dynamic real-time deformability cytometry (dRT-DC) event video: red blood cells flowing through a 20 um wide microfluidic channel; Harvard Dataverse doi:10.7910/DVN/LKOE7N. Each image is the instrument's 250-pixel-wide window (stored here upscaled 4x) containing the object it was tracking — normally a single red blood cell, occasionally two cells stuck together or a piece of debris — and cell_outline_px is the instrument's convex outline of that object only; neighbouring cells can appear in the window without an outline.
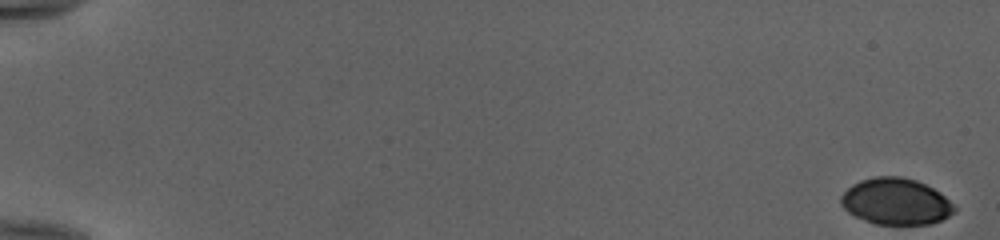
{"species": "human", "species_latin": "Homo sapiens", "temperature_condition": "cold", "stored_images_in_passage": 53, "camera_frame_rate_fps": 3000, "um_per_image_px": 0.085, "donor": {"sex": "female"}, "frame": {"image": 1, "passage_image": 1, "time_ms": 0.0, "image_size_px": [1000, 240], "cell_outline_px": [[956, 212], [940, 220], [928, 224], [876, 224], [864, 220], [848, 212], [840, 204], [840, 196], [852, 184], [860, 180], [876, 176], [900, 176], [916, 180], [940, 192], [956, 204]], "centroid_in_image_um": [76.16, 17.12], "position_along_channel_um": 8.8, "area_um2": 30.81}}
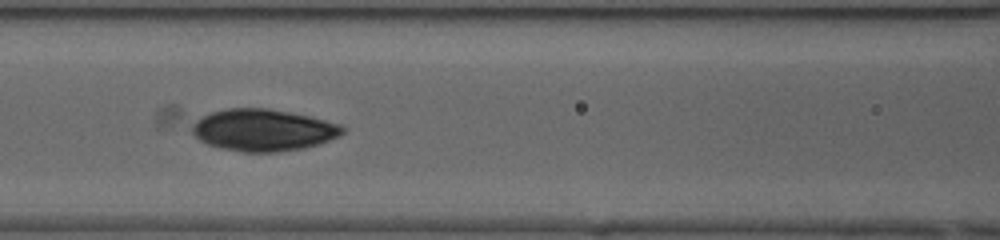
{"frame": {"image": 2, "passage_image": 26, "time_ms": 8.333, "image_size_px": [1000, 240], "cell_outline_px": [[348, 128], [340, 136], [320, 144], [304, 148], [276, 152], [244, 152], [220, 148], [208, 144], [200, 140], [192, 132], [192, 124], [196, 120], [212, 112], [228, 108], [268, 108], [308, 116], [344, 124]], "centroid_in_image_um": [22.43, 11.06], "position_along_channel_um": 144.2, "area_um2": 36.88}}
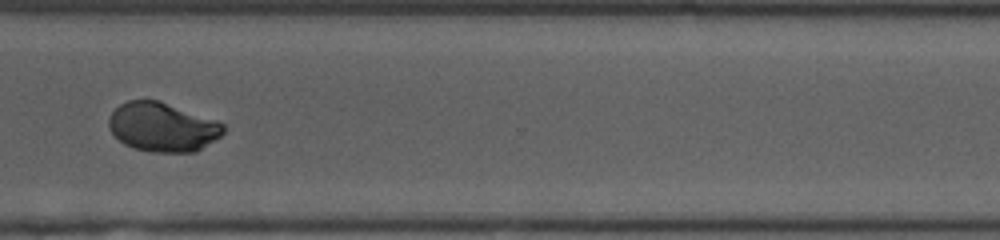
{"frame": {"image": 3, "passage_image": 42, "time_ms": 13.667, "image_size_px": [1000, 240], "cell_outline_px": [[224, 132], [220, 136], [196, 152], [152, 152], [136, 148], [124, 144], [108, 128], [108, 120], [112, 112], [120, 104], [128, 100], [160, 100], [216, 120], [224, 124]], "centroid_in_image_um": [13.81, 10.79], "position_along_channel_um": 356.8, "area_um2": 32.71}, "authors_computed_cell_mechanics": {"area_um2": 33.524, "velocity_mm_per_s": 3.9888, "shape_relaxation_time_tau1_ms": 7.7636, "shape_relaxation_time_tau2_ms": 0.9709, "deformation_change_tau1": 0.2669, "deformation_change_tau2": 0.0367}}